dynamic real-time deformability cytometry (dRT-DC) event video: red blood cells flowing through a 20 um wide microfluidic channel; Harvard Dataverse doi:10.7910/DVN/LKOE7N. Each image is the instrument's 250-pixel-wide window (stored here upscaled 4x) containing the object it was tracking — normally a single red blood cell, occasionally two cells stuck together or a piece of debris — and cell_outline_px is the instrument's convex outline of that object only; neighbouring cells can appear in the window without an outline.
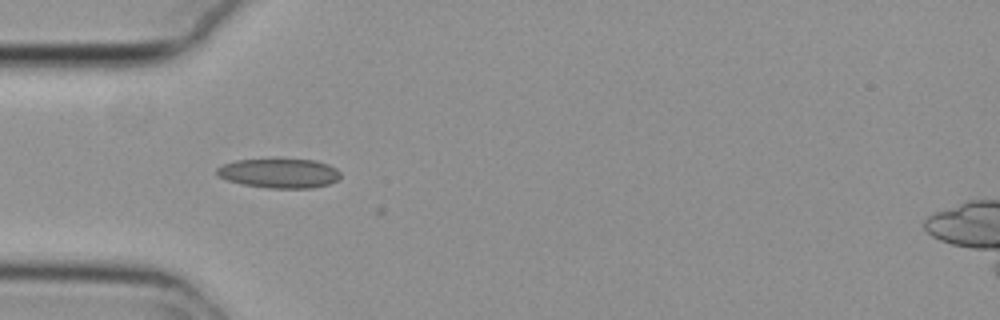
{"species": "common noctule bat (a hibernating species)", "species_latin": "Nyctalus noctula", "temperature_condition": "cold", "stored_images_in_passage": 40, "camera_frame_rate_fps": 3000, "um_per_image_px": 0.085, "animal": {"sex": "female", "body_mass_g": 29.2, "forearm_length_mm": 56.3}, "frame": {"image": 1, "passage_image": 2, "time_ms": 0.333, "image_size_px": [1000, 320], "cell_outline_px": [[340, 176], [336, 180], [328, 184], [312, 188], [268, 188], [240, 184], [228, 180], [220, 176], [216, 172], [216, 168], [224, 164], [236, 160], [276, 156], [316, 160], [328, 164], [336, 168], [340, 172]], "centroid_in_image_um": [23.73, 14.67], "position_along_channel_um": 61.3, "area_um2": 22.14}}
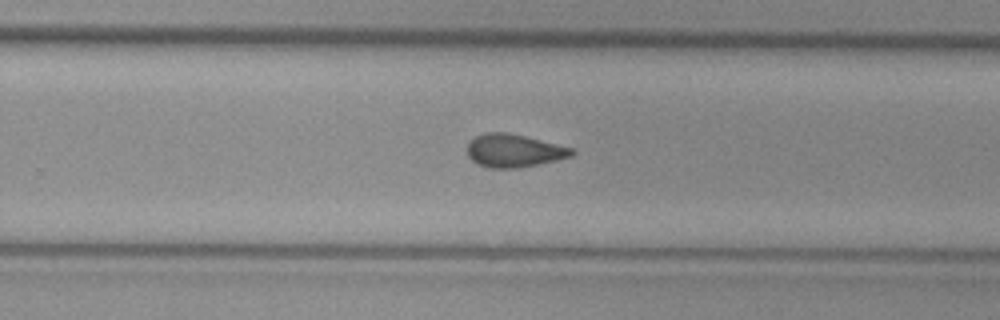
{"frame": {"image": 2, "passage_image": 20, "time_ms": 6.333, "image_size_px": [1000, 320], "cell_outline_px": [[576, 152], [572, 156], [556, 160], [516, 168], [492, 168], [476, 164], [468, 156], [468, 140], [484, 132], [508, 132], [572, 148]], "centroid_in_image_um": [43.64, 12.8], "position_along_channel_um": 286.2, "area_um2": 20.0}}
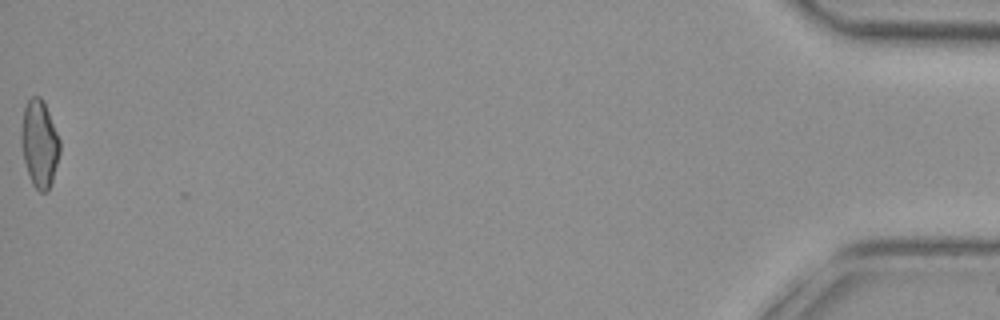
{"frame": {"image": 3, "passage_image": 40, "time_ms": 13.0, "image_size_px": [1000, 320], "cell_outline_px": [[60, 152], [52, 180], [48, 192], [40, 192], [32, 184], [24, 160], [20, 140], [20, 132], [24, 108], [28, 100], [32, 96], [40, 96], [44, 100], [60, 140]], "centroid_in_image_um": [3.35, 12.19], "position_along_channel_um": 431.9, "area_um2": 19.65}, "authors_computed_cell_mechanics": {"area_um2": 19.6809, "velocity_mm_per_s": 3.7795, "shape_relaxation_time_tau1_ms": null, "shape_relaxation_time_tau2_ms": 2.9725, "deformation_change_tau1": null, "deformation_change_tau2": 0.1091}}